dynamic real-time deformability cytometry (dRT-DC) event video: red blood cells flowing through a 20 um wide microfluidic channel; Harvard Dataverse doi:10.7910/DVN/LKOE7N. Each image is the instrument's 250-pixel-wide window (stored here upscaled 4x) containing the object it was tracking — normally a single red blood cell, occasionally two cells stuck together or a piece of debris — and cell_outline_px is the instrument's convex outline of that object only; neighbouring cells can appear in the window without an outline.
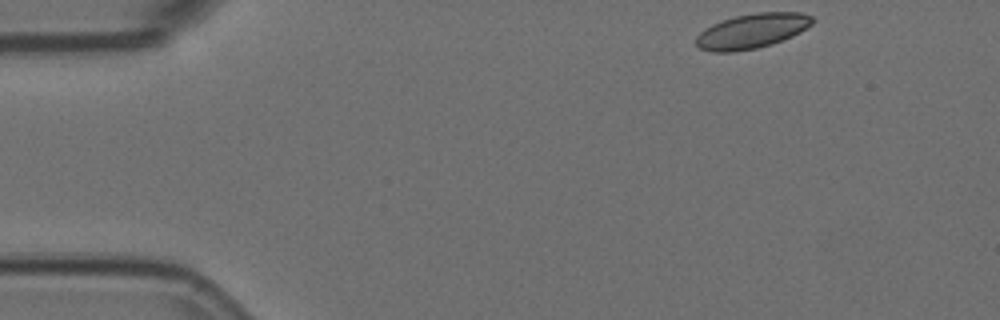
{"species": "Egyptian fruit bat (a non-hibernating species)", "species_latin": "Rousettus aegyptiacus", "temperature_condition": "room temperature", "stored_images_in_passage": 50, "camera_frame_rate_fps": 3000, "um_per_image_px": 0.085, "animal": {"sex": "female"}, "frame": {"image": 1, "passage_image": 1, "time_ms": 0.0, "image_size_px": [1000, 320], "cell_outline_px": [[816, 20], [812, 24], [800, 32], [792, 36], [756, 48], [732, 52], [712, 52], [700, 48], [696, 44], [696, 36], [704, 28], [712, 24], [736, 16], [756, 12], [800, 12], [812, 16]], "centroid_in_image_um": [63.91, 2.62], "position_along_channel_um": 21.1, "area_um2": 23.41}}
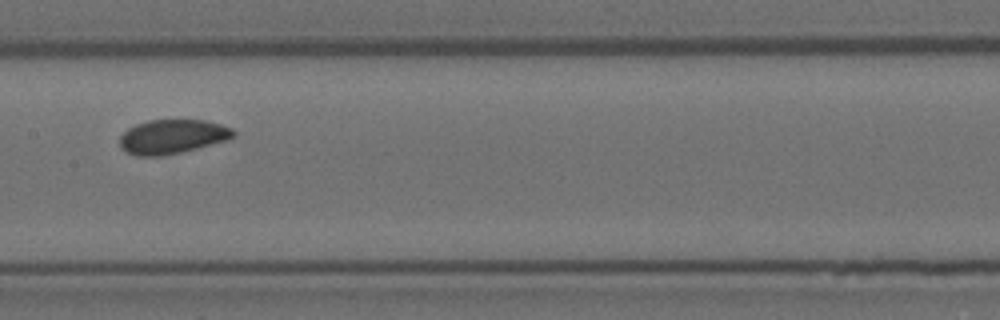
{"frame": {"image": 2, "passage_image": 22, "time_ms": 7.0, "image_size_px": [1000, 320], "cell_outline_px": [[236, 136], [224, 140], [196, 148], [180, 152], [160, 156], [136, 156], [120, 148], [120, 136], [128, 128], [136, 124], [148, 120], [204, 120], [220, 124], [232, 128], [236, 132]], "centroid_in_image_um": [14.62, 11.6], "position_along_channel_um": 192.8, "area_um2": 22.48}}
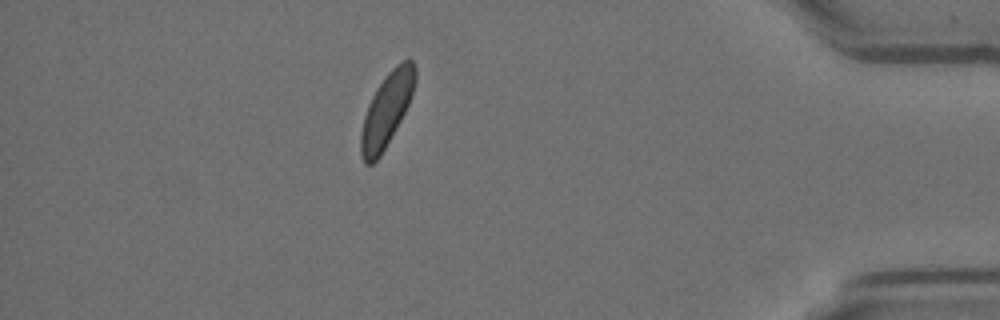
{"frame": {"image": 3, "passage_image": 43, "time_ms": 14.0, "image_size_px": [1000, 320], "cell_outline_px": [[416, 80], [412, 96], [400, 120], [380, 156], [372, 164], [364, 164], [360, 152], [360, 132], [364, 116], [368, 104], [376, 88], [388, 72], [396, 64], [404, 60], [412, 60], [416, 68]], "centroid_in_image_um": [32.85, 9.33], "position_along_channel_um": 402.4, "area_um2": 23.06}, "authors_computed_cell_mechanics": {"area_um2": 23.0622, "velocity_mm_per_s": 3.6439, "shape_relaxation_time_tau1_ms": 1.8768, "shape_relaxation_time_tau2_ms": null, "deformation_change_tau1": 0.044, "deformation_change_tau2": null}}